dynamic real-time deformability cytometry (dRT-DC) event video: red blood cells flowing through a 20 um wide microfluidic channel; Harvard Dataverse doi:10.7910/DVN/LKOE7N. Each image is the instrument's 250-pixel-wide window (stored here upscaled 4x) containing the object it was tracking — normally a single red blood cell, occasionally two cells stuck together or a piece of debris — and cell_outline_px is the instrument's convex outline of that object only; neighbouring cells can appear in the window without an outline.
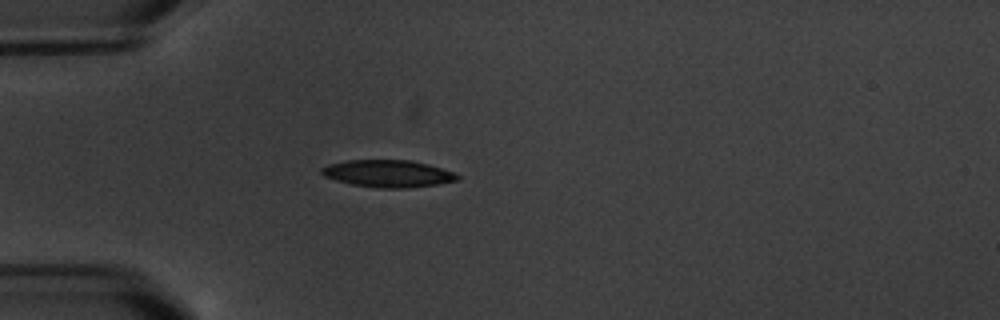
{"species": "common noctule bat (a hibernating species)", "species_latin": "Nyctalus noctula", "temperature_condition": "warm", "stored_images_in_passage": 4, "camera_frame_rate_fps": 3000, "um_per_image_px": 0.085, "animal": {"sex": "male", "body_mass_g": 20.1, "forearm_length_mm": 53.5}, "frame": {"image": 1, "passage_image": 4, "time_ms": 3.333, "image_size_px": [1000, 320], "cell_outline_px": [[460, 176], [456, 180], [436, 184], [408, 188], [380, 188], [352, 184], [336, 180], [324, 176], [320, 172], [320, 168], [328, 164], [348, 160], [408, 160], [428, 164], [452, 172]], "centroid_in_image_um": [32.93, 14.75], "position_along_channel_um": 52.1, "area_um2": 21.27}}